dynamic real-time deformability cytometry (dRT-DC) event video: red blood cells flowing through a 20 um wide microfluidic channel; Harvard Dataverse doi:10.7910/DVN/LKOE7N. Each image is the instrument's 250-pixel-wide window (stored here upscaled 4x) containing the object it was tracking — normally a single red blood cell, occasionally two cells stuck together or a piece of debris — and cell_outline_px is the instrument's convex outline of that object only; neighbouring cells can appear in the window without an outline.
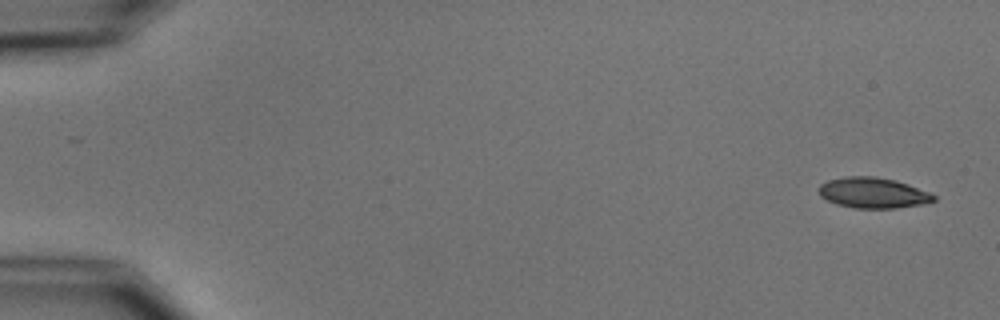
{"species": "common noctule bat (a hibernating species)", "species_latin": "Nyctalus noctula", "temperature_condition": "cold", "stored_images_in_passage": 5, "segment_of_instrument_passage": [2, 2], "camera_frame_rate_fps": 3000, "um_per_image_px": 0.085, "animal": {"sex": "male", "body_mass_g": 15.6}, "frame": {"image": 1, "passage_image": 5, "time_ms": 5.0, "image_size_px": [1000, 320], "cell_outline_px": [[936, 200], [928, 204], [896, 208], [856, 208], [836, 204], [820, 196], [820, 184], [828, 180], [848, 176], [872, 176], [896, 180], [908, 184], [928, 192], [936, 196]], "centroid_in_image_um": [74.25, 16.4], "position_along_channel_um": 10.8, "area_um2": 20.52}}